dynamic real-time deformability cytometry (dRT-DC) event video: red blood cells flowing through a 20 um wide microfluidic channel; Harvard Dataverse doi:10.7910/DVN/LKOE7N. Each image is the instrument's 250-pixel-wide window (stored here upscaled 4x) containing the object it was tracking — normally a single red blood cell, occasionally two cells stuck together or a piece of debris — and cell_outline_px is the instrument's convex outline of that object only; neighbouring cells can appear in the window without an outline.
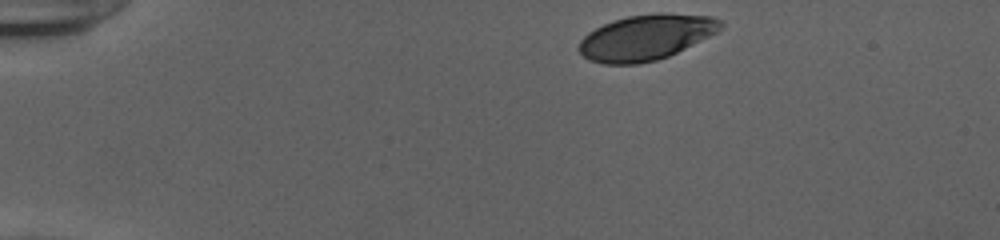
{"species": "human", "species_latin": "Homo sapiens", "temperature_condition": "cold", "stored_images_in_passage": 40, "camera_frame_rate_fps": 3000, "um_per_image_px": 0.085, "donor": {"sex": "female"}, "frame": {"image": 1, "passage_image": 1, "time_ms": 0.0, "image_size_px": [1000, 240], "cell_outline_px": [[724, 24], [716, 32], [668, 56], [656, 60], [636, 64], [604, 64], [588, 60], [576, 48], [580, 40], [588, 32], [612, 20], [628, 16], [660, 12], [664, 12], [712, 16], [720, 20]], "centroid_in_image_um": [54.87, 3.16], "position_along_channel_um": 30.1, "area_um2": 37.45}}
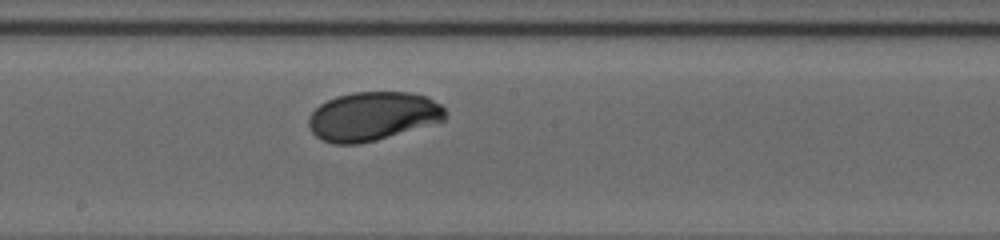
{"frame": {"image": 2, "passage_image": 22, "time_ms": 7.0, "image_size_px": [1000, 240], "cell_outline_px": [[448, 116], [444, 120], [376, 140], [360, 144], [332, 144], [320, 140], [308, 128], [308, 116], [320, 104], [336, 96], [352, 92], [412, 92], [428, 96], [440, 104], [444, 108]], "centroid_in_image_um": [31.66, 9.88], "position_along_channel_um": 216.5, "area_um2": 39.07}}
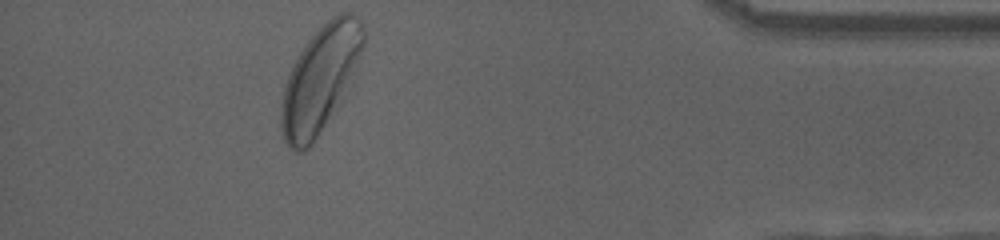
{"frame": {"image": 3, "passage_image": 40, "time_ms": 13.0, "image_size_px": [1000, 240], "cell_outline_px": [[364, 44], [352, 84], [312, 144], [308, 148], [300, 152], [296, 152], [288, 148], [284, 140], [280, 124], [280, 108], [284, 84], [296, 56], [308, 40], [332, 16], [340, 12], [352, 12], [360, 20], [364, 32]], "centroid_in_image_um": [27.21, 6.74], "position_along_channel_um": 408.0, "area_um2": 51.04}, "authors_computed_cell_mechanics": {"area_um2": 38.6971, "velocity_mm_per_s": 3.8525, "shape_relaxation_time_tau1_ms": 2.7611, "shape_relaxation_time_tau2_ms": null, "deformation_change_tau1": 0.1319, "deformation_change_tau2": null}}